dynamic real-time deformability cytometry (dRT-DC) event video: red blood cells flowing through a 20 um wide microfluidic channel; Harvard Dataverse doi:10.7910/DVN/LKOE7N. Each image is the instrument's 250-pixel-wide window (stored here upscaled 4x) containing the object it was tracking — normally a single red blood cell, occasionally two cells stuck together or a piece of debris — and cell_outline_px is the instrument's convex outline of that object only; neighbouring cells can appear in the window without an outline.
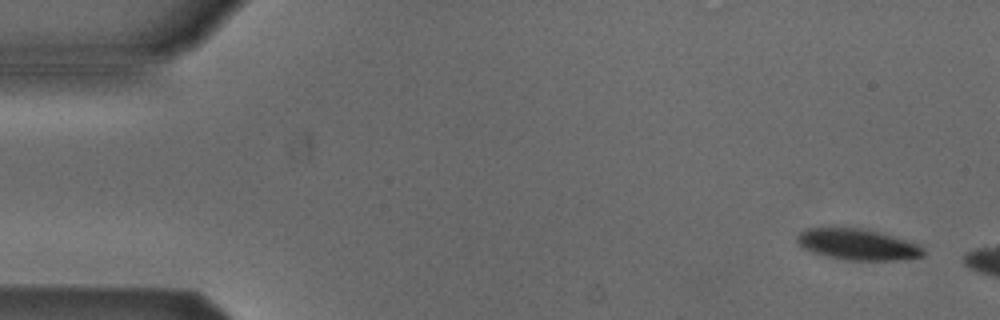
{"species": "Egyptian fruit bat (a non-hibernating species)", "species_latin": "Rousettus aegyptiacus", "temperature_condition": "cold", "stored_images_in_passage": 3, "camera_frame_rate_fps": 3000, "um_per_image_px": 0.085, "animal": {"sex": "male"}, "frame": {"image": 1, "passage_image": 1, "time_ms": 0.0, "image_size_px": [1000, 320], "cell_outline_px": [[924, 256], [900, 260], [844, 260], [812, 252], [800, 248], [796, 244], [796, 236], [800, 232], [808, 228], [832, 224], [868, 228], [908, 240], [920, 244], [924, 248]], "centroid_in_image_um": [72.84, 20.72], "position_along_channel_um": 12.2, "area_um2": 24.16}}